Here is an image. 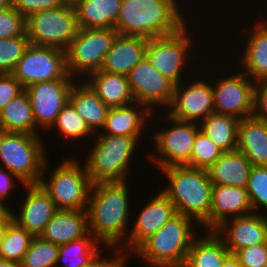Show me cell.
I'll return each mask as SVG.
<instances>
[{"instance_id":"6da1fadb","label":"cell","mask_w":267,"mask_h":267,"mask_svg":"<svg viewBox=\"0 0 267 267\" xmlns=\"http://www.w3.org/2000/svg\"><path fill=\"white\" fill-rule=\"evenodd\" d=\"M127 183V180L92 183L86 209L89 233L106 248H119L131 230L127 228L131 219Z\"/></svg>"},{"instance_id":"7a4b0ae2","label":"cell","mask_w":267,"mask_h":267,"mask_svg":"<svg viewBox=\"0 0 267 267\" xmlns=\"http://www.w3.org/2000/svg\"><path fill=\"white\" fill-rule=\"evenodd\" d=\"M177 0H122L115 23L118 35L147 39L177 32L186 24Z\"/></svg>"},{"instance_id":"3957f363","label":"cell","mask_w":267,"mask_h":267,"mask_svg":"<svg viewBox=\"0 0 267 267\" xmlns=\"http://www.w3.org/2000/svg\"><path fill=\"white\" fill-rule=\"evenodd\" d=\"M166 184L161 191L175 205L179 214L190 217L205 230H209L212 182L206 169L187 165H174L160 169ZM200 222V223H199Z\"/></svg>"},{"instance_id":"277c9868","label":"cell","mask_w":267,"mask_h":267,"mask_svg":"<svg viewBox=\"0 0 267 267\" xmlns=\"http://www.w3.org/2000/svg\"><path fill=\"white\" fill-rule=\"evenodd\" d=\"M193 221L177 213L145 239L133 255L140 256L151 267H184L192 241L197 237L193 226L198 223Z\"/></svg>"},{"instance_id":"5b68a950","label":"cell","mask_w":267,"mask_h":267,"mask_svg":"<svg viewBox=\"0 0 267 267\" xmlns=\"http://www.w3.org/2000/svg\"><path fill=\"white\" fill-rule=\"evenodd\" d=\"M96 134V142L83 162L91 182L127 180L131 159L142 137Z\"/></svg>"},{"instance_id":"8992f818","label":"cell","mask_w":267,"mask_h":267,"mask_svg":"<svg viewBox=\"0 0 267 267\" xmlns=\"http://www.w3.org/2000/svg\"><path fill=\"white\" fill-rule=\"evenodd\" d=\"M40 136L0 130V167L25 184H39L47 160V149Z\"/></svg>"},{"instance_id":"52a82bcc","label":"cell","mask_w":267,"mask_h":267,"mask_svg":"<svg viewBox=\"0 0 267 267\" xmlns=\"http://www.w3.org/2000/svg\"><path fill=\"white\" fill-rule=\"evenodd\" d=\"M63 159L45 178L48 159L46 160L39 184L49 194L57 210H86L92 182L85 165L79 160ZM47 169V170H46Z\"/></svg>"},{"instance_id":"ba28073f","label":"cell","mask_w":267,"mask_h":267,"mask_svg":"<svg viewBox=\"0 0 267 267\" xmlns=\"http://www.w3.org/2000/svg\"><path fill=\"white\" fill-rule=\"evenodd\" d=\"M117 35L115 28H78L66 50L68 74L75 80L78 76V82L80 77L84 80V74L87 78L89 74L99 71Z\"/></svg>"},{"instance_id":"9c48e42d","label":"cell","mask_w":267,"mask_h":267,"mask_svg":"<svg viewBox=\"0 0 267 267\" xmlns=\"http://www.w3.org/2000/svg\"><path fill=\"white\" fill-rule=\"evenodd\" d=\"M78 30L74 5L36 12L26 18V33L30 44L54 47L66 51Z\"/></svg>"},{"instance_id":"30bf717a","label":"cell","mask_w":267,"mask_h":267,"mask_svg":"<svg viewBox=\"0 0 267 267\" xmlns=\"http://www.w3.org/2000/svg\"><path fill=\"white\" fill-rule=\"evenodd\" d=\"M165 122L168 126L160 131L153 133L155 152L149 154L148 158L159 169L174 165L190 166V156L195 137L200 130L197 122L182 121L164 114ZM167 119V120H166Z\"/></svg>"},{"instance_id":"8fae6325","label":"cell","mask_w":267,"mask_h":267,"mask_svg":"<svg viewBox=\"0 0 267 267\" xmlns=\"http://www.w3.org/2000/svg\"><path fill=\"white\" fill-rule=\"evenodd\" d=\"M186 25L188 24L175 33L148 39L145 52V57L152 66L177 85L184 82L185 77L182 78V73L188 72L184 68L189 67L191 63L187 60L191 59L188 55L194 41L191 40L189 32L187 33Z\"/></svg>"},{"instance_id":"7c38bea8","label":"cell","mask_w":267,"mask_h":267,"mask_svg":"<svg viewBox=\"0 0 267 267\" xmlns=\"http://www.w3.org/2000/svg\"><path fill=\"white\" fill-rule=\"evenodd\" d=\"M25 88L56 79H74L67 72L66 51L30 44L11 73Z\"/></svg>"},{"instance_id":"4fadbf2b","label":"cell","mask_w":267,"mask_h":267,"mask_svg":"<svg viewBox=\"0 0 267 267\" xmlns=\"http://www.w3.org/2000/svg\"><path fill=\"white\" fill-rule=\"evenodd\" d=\"M255 84L242 71L219 78L212 84L215 112L232 115L239 120L254 116Z\"/></svg>"},{"instance_id":"5bb4252c","label":"cell","mask_w":267,"mask_h":267,"mask_svg":"<svg viewBox=\"0 0 267 267\" xmlns=\"http://www.w3.org/2000/svg\"><path fill=\"white\" fill-rule=\"evenodd\" d=\"M74 82V79H56L38 82L24 89L32 106L36 128L50 130L59 113L69 103Z\"/></svg>"},{"instance_id":"9a60e30c","label":"cell","mask_w":267,"mask_h":267,"mask_svg":"<svg viewBox=\"0 0 267 267\" xmlns=\"http://www.w3.org/2000/svg\"><path fill=\"white\" fill-rule=\"evenodd\" d=\"M127 77L135 101L151 111L157 105L168 107L175 96L177 84L160 74L146 57L134 66Z\"/></svg>"},{"instance_id":"2e32d148","label":"cell","mask_w":267,"mask_h":267,"mask_svg":"<svg viewBox=\"0 0 267 267\" xmlns=\"http://www.w3.org/2000/svg\"><path fill=\"white\" fill-rule=\"evenodd\" d=\"M192 81V82H191ZM176 86L175 96L166 113L178 120L197 122L215 112L212 83L191 80Z\"/></svg>"},{"instance_id":"e0dca14e","label":"cell","mask_w":267,"mask_h":267,"mask_svg":"<svg viewBox=\"0 0 267 267\" xmlns=\"http://www.w3.org/2000/svg\"><path fill=\"white\" fill-rule=\"evenodd\" d=\"M159 194L144 205L129 231L126 241L120 244L123 252L133 251L150 235L156 233L168 220L177 214L175 205L160 190ZM122 245V246H121ZM125 249V250H124Z\"/></svg>"},{"instance_id":"ac0fdd59","label":"cell","mask_w":267,"mask_h":267,"mask_svg":"<svg viewBox=\"0 0 267 267\" xmlns=\"http://www.w3.org/2000/svg\"><path fill=\"white\" fill-rule=\"evenodd\" d=\"M265 213H252L247 216L225 220L214 231L223 239L230 253L242 248L267 242V221Z\"/></svg>"},{"instance_id":"d6986e66","label":"cell","mask_w":267,"mask_h":267,"mask_svg":"<svg viewBox=\"0 0 267 267\" xmlns=\"http://www.w3.org/2000/svg\"><path fill=\"white\" fill-rule=\"evenodd\" d=\"M24 187L27 194L21 202L20 213L13 211L12 220L33 236H40L57 209L40 184H25Z\"/></svg>"},{"instance_id":"ffe728a7","label":"cell","mask_w":267,"mask_h":267,"mask_svg":"<svg viewBox=\"0 0 267 267\" xmlns=\"http://www.w3.org/2000/svg\"><path fill=\"white\" fill-rule=\"evenodd\" d=\"M252 213V205L246 188L213 185L209 230H215L227 219Z\"/></svg>"},{"instance_id":"44dd1931","label":"cell","mask_w":267,"mask_h":267,"mask_svg":"<svg viewBox=\"0 0 267 267\" xmlns=\"http://www.w3.org/2000/svg\"><path fill=\"white\" fill-rule=\"evenodd\" d=\"M147 43L148 39L145 37L117 35L100 70L127 76L145 57Z\"/></svg>"},{"instance_id":"7402d4cb","label":"cell","mask_w":267,"mask_h":267,"mask_svg":"<svg viewBox=\"0 0 267 267\" xmlns=\"http://www.w3.org/2000/svg\"><path fill=\"white\" fill-rule=\"evenodd\" d=\"M140 109V110H139ZM146 105L134 102L123 107L110 108L103 126V135L142 137L147 122L154 117ZM153 115V116H152ZM150 116V118H149Z\"/></svg>"},{"instance_id":"603a6c76","label":"cell","mask_w":267,"mask_h":267,"mask_svg":"<svg viewBox=\"0 0 267 267\" xmlns=\"http://www.w3.org/2000/svg\"><path fill=\"white\" fill-rule=\"evenodd\" d=\"M89 234L86 210H57L40 237L62 246Z\"/></svg>"},{"instance_id":"cb8c5ba5","label":"cell","mask_w":267,"mask_h":267,"mask_svg":"<svg viewBox=\"0 0 267 267\" xmlns=\"http://www.w3.org/2000/svg\"><path fill=\"white\" fill-rule=\"evenodd\" d=\"M87 77L88 79L84 78L83 81L109 108L123 107L136 102L126 75L99 70Z\"/></svg>"},{"instance_id":"d4e9b609","label":"cell","mask_w":267,"mask_h":267,"mask_svg":"<svg viewBox=\"0 0 267 267\" xmlns=\"http://www.w3.org/2000/svg\"><path fill=\"white\" fill-rule=\"evenodd\" d=\"M252 163L239 150L223 152L207 170L212 185L247 188Z\"/></svg>"},{"instance_id":"484cf974","label":"cell","mask_w":267,"mask_h":267,"mask_svg":"<svg viewBox=\"0 0 267 267\" xmlns=\"http://www.w3.org/2000/svg\"><path fill=\"white\" fill-rule=\"evenodd\" d=\"M237 150L252 166H267V122L255 116L240 119Z\"/></svg>"},{"instance_id":"4316f807","label":"cell","mask_w":267,"mask_h":267,"mask_svg":"<svg viewBox=\"0 0 267 267\" xmlns=\"http://www.w3.org/2000/svg\"><path fill=\"white\" fill-rule=\"evenodd\" d=\"M253 25V31L251 30L246 39V46L239 61L242 60V68L246 69L242 72L258 82L267 80V21L264 18L262 22L260 20Z\"/></svg>"},{"instance_id":"83f0119b","label":"cell","mask_w":267,"mask_h":267,"mask_svg":"<svg viewBox=\"0 0 267 267\" xmlns=\"http://www.w3.org/2000/svg\"><path fill=\"white\" fill-rule=\"evenodd\" d=\"M69 103L94 134L102 131L110 108L98 98V95L83 80L72 86Z\"/></svg>"},{"instance_id":"f1b7e54d","label":"cell","mask_w":267,"mask_h":267,"mask_svg":"<svg viewBox=\"0 0 267 267\" xmlns=\"http://www.w3.org/2000/svg\"><path fill=\"white\" fill-rule=\"evenodd\" d=\"M122 0H79L75 5L78 28H115Z\"/></svg>"},{"instance_id":"f546056e","label":"cell","mask_w":267,"mask_h":267,"mask_svg":"<svg viewBox=\"0 0 267 267\" xmlns=\"http://www.w3.org/2000/svg\"><path fill=\"white\" fill-rule=\"evenodd\" d=\"M204 233L192 241L184 267H223L230 253L223 239L214 230Z\"/></svg>"},{"instance_id":"4dcf8cb0","label":"cell","mask_w":267,"mask_h":267,"mask_svg":"<svg viewBox=\"0 0 267 267\" xmlns=\"http://www.w3.org/2000/svg\"><path fill=\"white\" fill-rule=\"evenodd\" d=\"M240 120L228 114L213 112L199 121V128L222 152L237 150Z\"/></svg>"},{"instance_id":"1f68e13d","label":"cell","mask_w":267,"mask_h":267,"mask_svg":"<svg viewBox=\"0 0 267 267\" xmlns=\"http://www.w3.org/2000/svg\"><path fill=\"white\" fill-rule=\"evenodd\" d=\"M0 130L39 135L32 106L25 90L11 100L0 112Z\"/></svg>"},{"instance_id":"d6a6232c","label":"cell","mask_w":267,"mask_h":267,"mask_svg":"<svg viewBox=\"0 0 267 267\" xmlns=\"http://www.w3.org/2000/svg\"><path fill=\"white\" fill-rule=\"evenodd\" d=\"M99 241L89 233L86 237L60 246L56 267H86L102 252ZM65 260V261H63ZM64 265V266H63Z\"/></svg>"},{"instance_id":"836d02e7","label":"cell","mask_w":267,"mask_h":267,"mask_svg":"<svg viewBox=\"0 0 267 267\" xmlns=\"http://www.w3.org/2000/svg\"><path fill=\"white\" fill-rule=\"evenodd\" d=\"M33 237L25 228L12 220L7 225L0 248V258L21 264Z\"/></svg>"},{"instance_id":"e575fe53","label":"cell","mask_w":267,"mask_h":267,"mask_svg":"<svg viewBox=\"0 0 267 267\" xmlns=\"http://www.w3.org/2000/svg\"><path fill=\"white\" fill-rule=\"evenodd\" d=\"M53 127H57V135L60 134L65 139L68 138L66 140H79L87 138L88 135H95L70 103L59 113L51 129Z\"/></svg>"},{"instance_id":"d590c367","label":"cell","mask_w":267,"mask_h":267,"mask_svg":"<svg viewBox=\"0 0 267 267\" xmlns=\"http://www.w3.org/2000/svg\"><path fill=\"white\" fill-rule=\"evenodd\" d=\"M60 246L34 236L21 262L22 267H56Z\"/></svg>"},{"instance_id":"8d00e7d4","label":"cell","mask_w":267,"mask_h":267,"mask_svg":"<svg viewBox=\"0 0 267 267\" xmlns=\"http://www.w3.org/2000/svg\"><path fill=\"white\" fill-rule=\"evenodd\" d=\"M29 45L26 32L21 36L0 39V74L12 73Z\"/></svg>"},{"instance_id":"74e56055","label":"cell","mask_w":267,"mask_h":267,"mask_svg":"<svg viewBox=\"0 0 267 267\" xmlns=\"http://www.w3.org/2000/svg\"><path fill=\"white\" fill-rule=\"evenodd\" d=\"M222 151L200 130L198 131L191 156L190 167L208 170L222 155Z\"/></svg>"},{"instance_id":"f35d334b","label":"cell","mask_w":267,"mask_h":267,"mask_svg":"<svg viewBox=\"0 0 267 267\" xmlns=\"http://www.w3.org/2000/svg\"><path fill=\"white\" fill-rule=\"evenodd\" d=\"M253 213H259L263 207L267 210V166H252L247 185Z\"/></svg>"},{"instance_id":"ab89813d","label":"cell","mask_w":267,"mask_h":267,"mask_svg":"<svg viewBox=\"0 0 267 267\" xmlns=\"http://www.w3.org/2000/svg\"><path fill=\"white\" fill-rule=\"evenodd\" d=\"M26 32V18L12 5L0 11V39L21 36Z\"/></svg>"},{"instance_id":"60d3db41","label":"cell","mask_w":267,"mask_h":267,"mask_svg":"<svg viewBox=\"0 0 267 267\" xmlns=\"http://www.w3.org/2000/svg\"><path fill=\"white\" fill-rule=\"evenodd\" d=\"M235 255L242 267H263L267 263V242L242 248Z\"/></svg>"},{"instance_id":"b9f144b4","label":"cell","mask_w":267,"mask_h":267,"mask_svg":"<svg viewBox=\"0 0 267 267\" xmlns=\"http://www.w3.org/2000/svg\"><path fill=\"white\" fill-rule=\"evenodd\" d=\"M24 91L22 84L11 74H0V112L14 98Z\"/></svg>"},{"instance_id":"7bdbcfd3","label":"cell","mask_w":267,"mask_h":267,"mask_svg":"<svg viewBox=\"0 0 267 267\" xmlns=\"http://www.w3.org/2000/svg\"><path fill=\"white\" fill-rule=\"evenodd\" d=\"M62 4L61 0H11V5L25 18L36 12L56 8Z\"/></svg>"},{"instance_id":"ee69618b","label":"cell","mask_w":267,"mask_h":267,"mask_svg":"<svg viewBox=\"0 0 267 267\" xmlns=\"http://www.w3.org/2000/svg\"><path fill=\"white\" fill-rule=\"evenodd\" d=\"M254 116L267 122V80L255 84Z\"/></svg>"},{"instance_id":"f6af8a7d","label":"cell","mask_w":267,"mask_h":267,"mask_svg":"<svg viewBox=\"0 0 267 267\" xmlns=\"http://www.w3.org/2000/svg\"><path fill=\"white\" fill-rule=\"evenodd\" d=\"M110 251H115V256L107 258L106 254L102 257V252L98 254L86 267H127L126 265V255L125 253H120L121 249L119 248H108ZM120 249V250H119ZM118 251V252H117ZM119 253V254H117ZM117 254V255H116ZM102 257V258H101ZM112 258V259H111Z\"/></svg>"},{"instance_id":"bcb514c9","label":"cell","mask_w":267,"mask_h":267,"mask_svg":"<svg viewBox=\"0 0 267 267\" xmlns=\"http://www.w3.org/2000/svg\"><path fill=\"white\" fill-rule=\"evenodd\" d=\"M17 179L19 185L23 184V186L25 185V183L14 173L9 172L8 170H4L3 167H0V202L5 203L4 199L9 198V193L13 190L14 185H16L15 180Z\"/></svg>"},{"instance_id":"7dc6e473","label":"cell","mask_w":267,"mask_h":267,"mask_svg":"<svg viewBox=\"0 0 267 267\" xmlns=\"http://www.w3.org/2000/svg\"><path fill=\"white\" fill-rule=\"evenodd\" d=\"M8 206L9 205L0 202V227H7L12 221L13 211Z\"/></svg>"},{"instance_id":"c3c4849f","label":"cell","mask_w":267,"mask_h":267,"mask_svg":"<svg viewBox=\"0 0 267 267\" xmlns=\"http://www.w3.org/2000/svg\"><path fill=\"white\" fill-rule=\"evenodd\" d=\"M223 267H242V265L234 253H229L224 259Z\"/></svg>"},{"instance_id":"681fc988","label":"cell","mask_w":267,"mask_h":267,"mask_svg":"<svg viewBox=\"0 0 267 267\" xmlns=\"http://www.w3.org/2000/svg\"><path fill=\"white\" fill-rule=\"evenodd\" d=\"M0 267H22L20 263L0 258Z\"/></svg>"},{"instance_id":"f907efd6","label":"cell","mask_w":267,"mask_h":267,"mask_svg":"<svg viewBox=\"0 0 267 267\" xmlns=\"http://www.w3.org/2000/svg\"><path fill=\"white\" fill-rule=\"evenodd\" d=\"M11 6V0H0V11H3Z\"/></svg>"},{"instance_id":"816d5d0a","label":"cell","mask_w":267,"mask_h":267,"mask_svg":"<svg viewBox=\"0 0 267 267\" xmlns=\"http://www.w3.org/2000/svg\"><path fill=\"white\" fill-rule=\"evenodd\" d=\"M7 227H0V248L6 233Z\"/></svg>"},{"instance_id":"f5cc1de1","label":"cell","mask_w":267,"mask_h":267,"mask_svg":"<svg viewBox=\"0 0 267 267\" xmlns=\"http://www.w3.org/2000/svg\"><path fill=\"white\" fill-rule=\"evenodd\" d=\"M64 4L75 5L79 0H61Z\"/></svg>"}]
</instances>
